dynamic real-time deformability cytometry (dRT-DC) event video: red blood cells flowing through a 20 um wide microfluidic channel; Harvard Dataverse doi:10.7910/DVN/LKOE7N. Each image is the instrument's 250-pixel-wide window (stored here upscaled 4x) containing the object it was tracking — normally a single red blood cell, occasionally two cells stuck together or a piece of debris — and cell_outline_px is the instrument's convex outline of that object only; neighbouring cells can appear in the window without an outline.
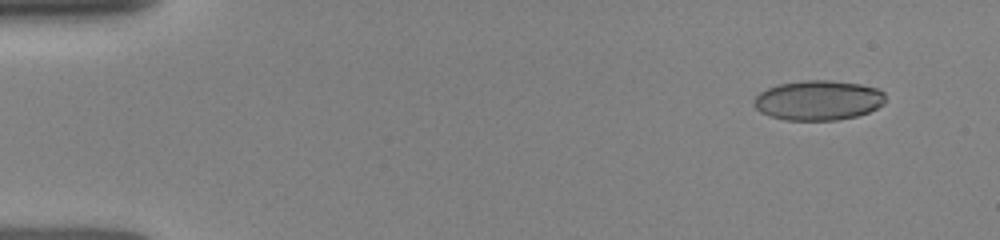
{"species": "human", "species_latin": "Homo sapiens", "temperature_condition": "room temperature", "stored_images_in_passage": 40, "camera_frame_rate_fps": 3000, "um_per_image_px": 0.085, "donor": {"sex": "female"}, "frame": {"image": 1, "passage_image": 3, "time_ms": 0.667, "image_size_px": [1000, 240], "cell_outline_px": [[884, 104], [868, 112], [856, 116], [836, 120], [784, 120], [768, 116], [760, 112], [752, 104], [756, 96], [760, 92], [768, 88], [780, 84], [804, 80], [828, 80], [860, 84], [876, 88], [884, 92]], "centroid_in_image_um": [69.53, 8.53], "position_along_channel_um": 15.5, "area_um2": 30.52}}
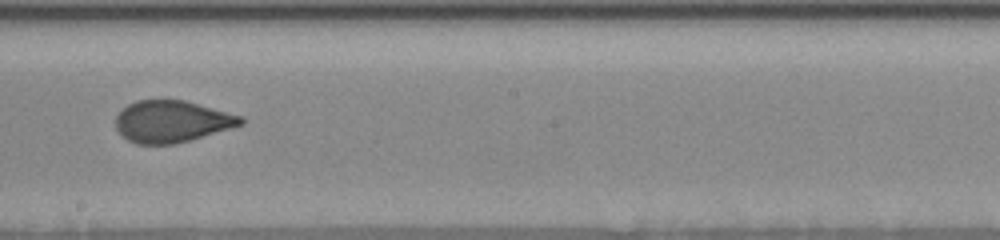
{"frame": {"image": 2, "passage_image": 22, "time_ms": 8.667, "image_size_px": [1000, 240], "cell_outline_px": [[244, 124], [232, 128], [176, 144], [136, 144], [128, 140], [116, 128], [116, 116], [120, 108], [136, 100], [184, 100], [244, 116]], "centroid_in_image_um": [14.61, 10.32], "position_along_channel_um": 233.6, "area_um2": 30.63}}
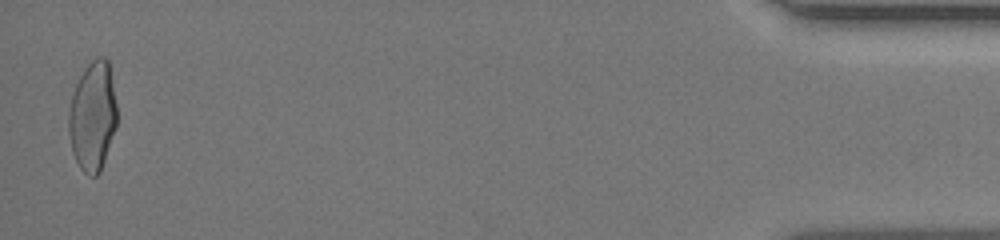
{"frame": {"image": 3, "passage_image": 39, "time_ms": 15.333, "image_size_px": [1000, 240], "cell_outline_px": [[116, 128], [100, 172], [96, 176], [88, 176], [80, 168], [72, 152], [68, 132], [68, 116], [72, 96], [76, 84], [84, 68], [96, 56], [104, 56], [108, 60], [116, 104]], "centroid_in_image_um": [7.87, 9.89], "position_along_channel_um": 427.3, "area_um2": 30.75}}